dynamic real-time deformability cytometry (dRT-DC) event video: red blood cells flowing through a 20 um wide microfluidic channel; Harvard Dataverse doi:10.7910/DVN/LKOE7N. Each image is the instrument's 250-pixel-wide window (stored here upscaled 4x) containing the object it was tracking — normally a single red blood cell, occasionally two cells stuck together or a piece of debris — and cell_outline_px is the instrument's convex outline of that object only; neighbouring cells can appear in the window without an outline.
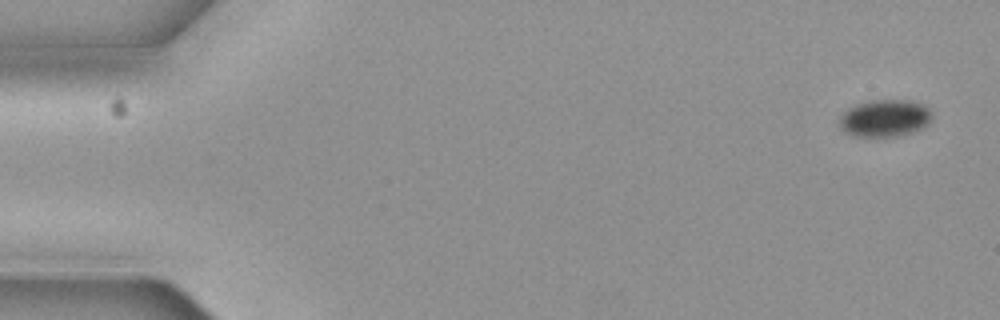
{"species": "common noctule bat (a hibernating species)", "species_latin": "Nyctalus noctula", "temperature_condition": "cold", "stored_images_in_passage": 3, "camera_frame_rate_fps": 3000, "um_per_image_px": 0.085, "animal": {"sex": "female", "body_mass_g": 19.3, "forearm_length_mm": 54.1}, "frame": {"image": 1, "passage_image": 1, "time_ms": 0.0, "image_size_px": [1000, 320], "cell_outline_px": [[928, 124], [912, 132], [896, 136], [852, 136], [844, 132], [840, 124], [840, 116], [848, 108], [856, 104], [872, 100], [908, 100], [920, 104], [928, 108]], "centroid_in_image_um": [75.14, 10.05], "position_along_channel_um": 9.9, "area_um2": 19.59}}